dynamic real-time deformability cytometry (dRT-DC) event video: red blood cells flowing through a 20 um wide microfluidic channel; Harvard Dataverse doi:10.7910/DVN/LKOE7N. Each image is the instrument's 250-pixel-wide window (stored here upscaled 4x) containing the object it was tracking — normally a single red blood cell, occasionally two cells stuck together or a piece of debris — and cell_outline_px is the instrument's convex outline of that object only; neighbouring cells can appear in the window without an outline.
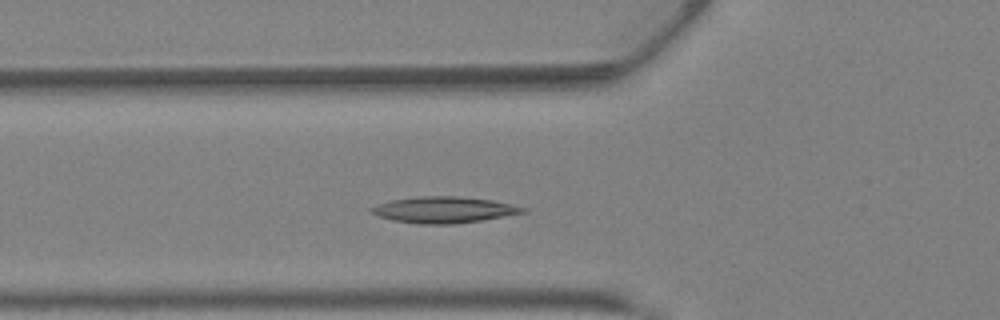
{"species": "Egyptian fruit bat (a non-hibernating species)", "species_latin": "Rousettus aegyptiacus", "temperature_condition": "warm", "stored_images_in_passage": 31, "camera_frame_rate_fps": 3000, "um_per_image_px": 0.085, "animal": {"sex": "female"}, "frame": {"image": 1, "passage_image": 10, "time_ms": 3.0, "image_size_px": [1000, 320], "cell_outline_px": [[528, 212], [480, 220], [452, 224], [420, 224], [392, 220], [380, 216], [372, 212], [368, 208], [376, 204], [388, 200], [416, 196], [456, 196], [492, 200], [512, 204], [528, 208]], "centroid_in_image_um": [37.71, 17.82], "position_along_channel_um": 88.1, "area_um2": 23.24}}
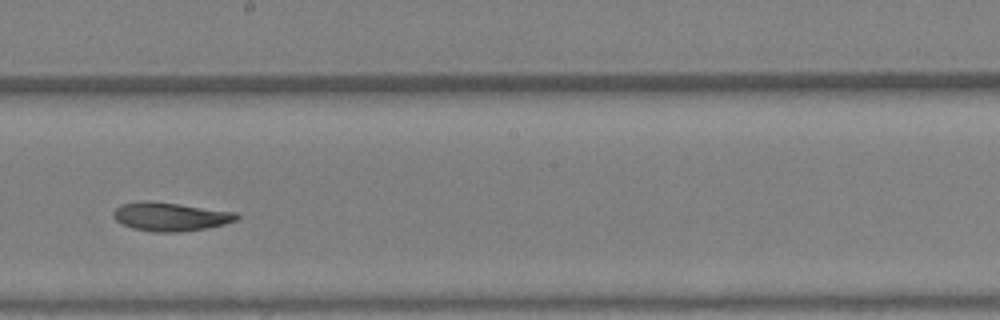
{"frame": {"image": 2, "passage_image": 19, "time_ms": 6.0, "image_size_px": [1000, 320], "cell_outline_px": [[240, 216], [236, 220], [224, 224], [208, 228], [180, 232], [152, 232], [132, 228], [116, 220], [112, 216], [112, 212], [120, 204], [148, 200], [180, 204], [236, 212]], "centroid_in_image_um": [14.47, 18.41], "position_along_channel_um": 233.7, "area_um2": 20.63}}
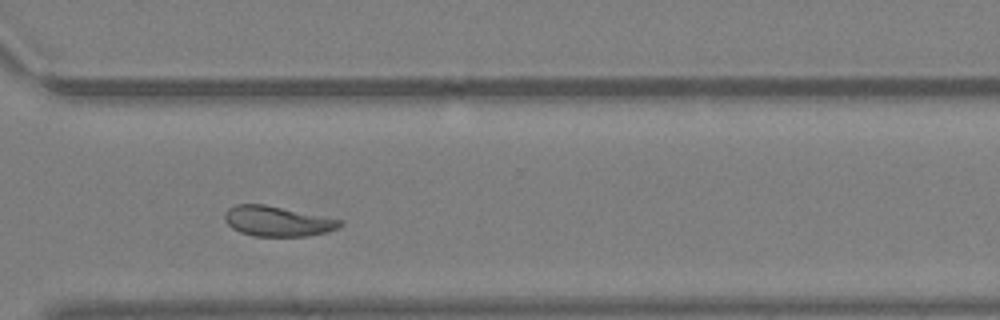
{"frame": {"image": 3, "passage_image": 26, "time_ms": 8.333, "image_size_px": [1000, 320], "cell_outline_px": [[344, 224], [328, 232], [308, 236], [256, 236], [240, 232], [232, 228], [224, 220], [224, 212], [228, 208], [236, 204], [264, 204], [344, 220]], "centroid_in_image_um": [23.58, 18.8], "position_along_channel_um": 347.0, "area_um2": 20.35}, "authors_computed_cell_mechanics": {"area_um2": 20.7502, "velocity_mm_per_s": 4.8535, "shape_relaxation_time_tau1_ms": null, "shape_relaxation_time_tau2_ms": 1.8079, "deformation_change_tau1": null, "deformation_change_tau2": 0.0551}}